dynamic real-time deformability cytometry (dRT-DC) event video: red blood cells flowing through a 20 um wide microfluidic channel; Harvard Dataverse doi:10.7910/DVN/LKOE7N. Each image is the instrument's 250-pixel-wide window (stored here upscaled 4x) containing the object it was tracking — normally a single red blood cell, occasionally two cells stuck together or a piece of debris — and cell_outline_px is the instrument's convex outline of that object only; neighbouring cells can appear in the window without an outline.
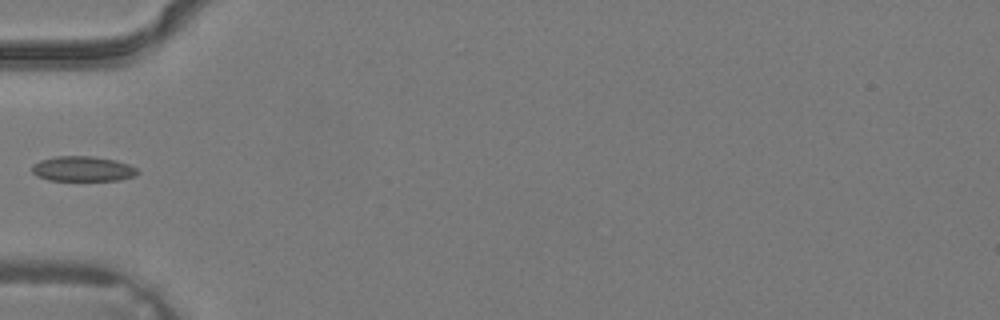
{"species": "common noctule bat (a hibernating species)", "species_latin": "Nyctalus noctula", "temperature_condition": "warm", "stored_images_in_passage": 3, "camera_frame_rate_fps": 3000, "um_per_image_px": 0.085, "animal": {"sex": "male", "body_mass_g": 19.2, "forearm_length_mm": 51.8}, "frame": {"image": 1, "passage_image": 3, "time_ms": 0.667, "image_size_px": [1000, 320], "cell_outline_px": [[140, 172], [136, 176], [120, 180], [48, 180], [36, 176], [32, 172], [32, 164], [40, 160], [56, 156], [92, 156], [116, 160], [128, 164], [136, 168]], "centroid_in_image_um": [7.04, 14.35], "position_along_channel_um": 78.0, "area_um2": 15.55}}